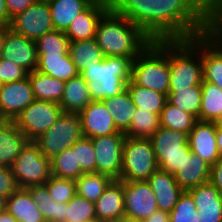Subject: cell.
<instances>
[{"mask_svg": "<svg viewBox=\"0 0 222 222\" xmlns=\"http://www.w3.org/2000/svg\"><path fill=\"white\" fill-rule=\"evenodd\" d=\"M68 52L79 74L87 68L97 65L104 58L95 38L70 42Z\"/></svg>", "mask_w": 222, "mask_h": 222, "instance_id": "obj_29", "label": "cell"}, {"mask_svg": "<svg viewBox=\"0 0 222 222\" xmlns=\"http://www.w3.org/2000/svg\"><path fill=\"white\" fill-rule=\"evenodd\" d=\"M132 62L131 58L109 56L84 70L80 75L87 82L92 100L101 101L124 91L131 80Z\"/></svg>", "mask_w": 222, "mask_h": 222, "instance_id": "obj_4", "label": "cell"}, {"mask_svg": "<svg viewBox=\"0 0 222 222\" xmlns=\"http://www.w3.org/2000/svg\"><path fill=\"white\" fill-rule=\"evenodd\" d=\"M158 168L150 138L126 136L119 180H147Z\"/></svg>", "mask_w": 222, "mask_h": 222, "instance_id": "obj_5", "label": "cell"}, {"mask_svg": "<svg viewBox=\"0 0 222 222\" xmlns=\"http://www.w3.org/2000/svg\"><path fill=\"white\" fill-rule=\"evenodd\" d=\"M69 43L65 32L55 29L35 40L38 55H68Z\"/></svg>", "mask_w": 222, "mask_h": 222, "instance_id": "obj_39", "label": "cell"}, {"mask_svg": "<svg viewBox=\"0 0 222 222\" xmlns=\"http://www.w3.org/2000/svg\"><path fill=\"white\" fill-rule=\"evenodd\" d=\"M6 209V198L0 195V212Z\"/></svg>", "mask_w": 222, "mask_h": 222, "instance_id": "obj_56", "label": "cell"}, {"mask_svg": "<svg viewBox=\"0 0 222 222\" xmlns=\"http://www.w3.org/2000/svg\"><path fill=\"white\" fill-rule=\"evenodd\" d=\"M216 143L220 156L222 157V128L216 130Z\"/></svg>", "mask_w": 222, "mask_h": 222, "instance_id": "obj_54", "label": "cell"}, {"mask_svg": "<svg viewBox=\"0 0 222 222\" xmlns=\"http://www.w3.org/2000/svg\"><path fill=\"white\" fill-rule=\"evenodd\" d=\"M79 116L84 137L92 139L120 132L102 100L92 101Z\"/></svg>", "mask_w": 222, "mask_h": 222, "instance_id": "obj_17", "label": "cell"}, {"mask_svg": "<svg viewBox=\"0 0 222 222\" xmlns=\"http://www.w3.org/2000/svg\"><path fill=\"white\" fill-rule=\"evenodd\" d=\"M5 0H0V25L9 26L11 23Z\"/></svg>", "mask_w": 222, "mask_h": 222, "instance_id": "obj_51", "label": "cell"}, {"mask_svg": "<svg viewBox=\"0 0 222 222\" xmlns=\"http://www.w3.org/2000/svg\"><path fill=\"white\" fill-rule=\"evenodd\" d=\"M121 222H143V220H139V219H136V218H131V217H128V216H122L121 217Z\"/></svg>", "mask_w": 222, "mask_h": 222, "instance_id": "obj_55", "label": "cell"}, {"mask_svg": "<svg viewBox=\"0 0 222 222\" xmlns=\"http://www.w3.org/2000/svg\"><path fill=\"white\" fill-rule=\"evenodd\" d=\"M87 82L79 74L65 83V90L59 104L63 112L79 114L91 102Z\"/></svg>", "mask_w": 222, "mask_h": 222, "instance_id": "obj_26", "label": "cell"}, {"mask_svg": "<svg viewBox=\"0 0 222 222\" xmlns=\"http://www.w3.org/2000/svg\"><path fill=\"white\" fill-rule=\"evenodd\" d=\"M6 210L17 222H45L38 205L25 188H18L6 199Z\"/></svg>", "mask_w": 222, "mask_h": 222, "instance_id": "obj_24", "label": "cell"}, {"mask_svg": "<svg viewBox=\"0 0 222 222\" xmlns=\"http://www.w3.org/2000/svg\"><path fill=\"white\" fill-rule=\"evenodd\" d=\"M71 147L76 150L77 164H80L82 171L84 173H96L95 151L92 140L83 136Z\"/></svg>", "mask_w": 222, "mask_h": 222, "instance_id": "obj_43", "label": "cell"}, {"mask_svg": "<svg viewBox=\"0 0 222 222\" xmlns=\"http://www.w3.org/2000/svg\"><path fill=\"white\" fill-rule=\"evenodd\" d=\"M125 216L144 220L158 209L155 194L147 180L124 181Z\"/></svg>", "mask_w": 222, "mask_h": 222, "instance_id": "obj_13", "label": "cell"}, {"mask_svg": "<svg viewBox=\"0 0 222 222\" xmlns=\"http://www.w3.org/2000/svg\"><path fill=\"white\" fill-rule=\"evenodd\" d=\"M38 0H5L9 17L12 19Z\"/></svg>", "mask_w": 222, "mask_h": 222, "instance_id": "obj_48", "label": "cell"}, {"mask_svg": "<svg viewBox=\"0 0 222 222\" xmlns=\"http://www.w3.org/2000/svg\"><path fill=\"white\" fill-rule=\"evenodd\" d=\"M51 175L59 178L76 180L84 172L77 164L76 150L72 147L61 151L50 159Z\"/></svg>", "mask_w": 222, "mask_h": 222, "instance_id": "obj_36", "label": "cell"}, {"mask_svg": "<svg viewBox=\"0 0 222 222\" xmlns=\"http://www.w3.org/2000/svg\"><path fill=\"white\" fill-rule=\"evenodd\" d=\"M18 189L12 169L0 166V195L6 199Z\"/></svg>", "mask_w": 222, "mask_h": 222, "instance_id": "obj_46", "label": "cell"}, {"mask_svg": "<svg viewBox=\"0 0 222 222\" xmlns=\"http://www.w3.org/2000/svg\"><path fill=\"white\" fill-rule=\"evenodd\" d=\"M0 222H17L6 209L0 212Z\"/></svg>", "mask_w": 222, "mask_h": 222, "instance_id": "obj_53", "label": "cell"}, {"mask_svg": "<svg viewBox=\"0 0 222 222\" xmlns=\"http://www.w3.org/2000/svg\"><path fill=\"white\" fill-rule=\"evenodd\" d=\"M35 100L61 103L66 81L56 79L38 70L28 75Z\"/></svg>", "mask_w": 222, "mask_h": 222, "instance_id": "obj_25", "label": "cell"}, {"mask_svg": "<svg viewBox=\"0 0 222 222\" xmlns=\"http://www.w3.org/2000/svg\"><path fill=\"white\" fill-rule=\"evenodd\" d=\"M211 165L191 151L174 178L183 191L210 182Z\"/></svg>", "mask_w": 222, "mask_h": 222, "instance_id": "obj_22", "label": "cell"}, {"mask_svg": "<svg viewBox=\"0 0 222 222\" xmlns=\"http://www.w3.org/2000/svg\"><path fill=\"white\" fill-rule=\"evenodd\" d=\"M83 137L80 116L77 113L62 112L56 122L34 142L48 159L70 148Z\"/></svg>", "mask_w": 222, "mask_h": 222, "instance_id": "obj_7", "label": "cell"}, {"mask_svg": "<svg viewBox=\"0 0 222 222\" xmlns=\"http://www.w3.org/2000/svg\"><path fill=\"white\" fill-rule=\"evenodd\" d=\"M126 89L128 90L136 108H140V110H146L160 116L167 101L166 95L136 85L132 80L126 84Z\"/></svg>", "mask_w": 222, "mask_h": 222, "instance_id": "obj_32", "label": "cell"}, {"mask_svg": "<svg viewBox=\"0 0 222 222\" xmlns=\"http://www.w3.org/2000/svg\"><path fill=\"white\" fill-rule=\"evenodd\" d=\"M131 80L136 85L168 96L170 67L167 56V25L133 60Z\"/></svg>", "mask_w": 222, "mask_h": 222, "instance_id": "obj_3", "label": "cell"}, {"mask_svg": "<svg viewBox=\"0 0 222 222\" xmlns=\"http://www.w3.org/2000/svg\"><path fill=\"white\" fill-rule=\"evenodd\" d=\"M218 37L222 40V33Z\"/></svg>", "mask_w": 222, "mask_h": 222, "instance_id": "obj_60", "label": "cell"}, {"mask_svg": "<svg viewBox=\"0 0 222 222\" xmlns=\"http://www.w3.org/2000/svg\"><path fill=\"white\" fill-rule=\"evenodd\" d=\"M160 127L158 114L137 108L129 129L124 133L130 137L150 138Z\"/></svg>", "mask_w": 222, "mask_h": 222, "instance_id": "obj_38", "label": "cell"}, {"mask_svg": "<svg viewBox=\"0 0 222 222\" xmlns=\"http://www.w3.org/2000/svg\"><path fill=\"white\" fill-rule=\"evenodd\" d=\"M147 182L155 194L158 209L170 213L184 192L176 182L174 175L158 168L147 179Z\"/></svg>", "mask_w": 222, "mask_h": 222, "instance_id": "obj_19", "label": "cell"}, {"mask_svg": "<svg viewBox=\"0 0 222 222\" xmlns=\"http://www.w3.org/2000/svg\"><path fill=\"white\" fill-rule=\"evenodd\" d=\"M113 117L116 128L125 133L131 124L136 107L127 89L113 97L102 100Z\"/></svg>", "mask_w": 222, "mask_h": 222, "instance_id": "obj_28", "label": "cell"}, {"mask_svg": "<svg viewBox=\"0 0 222 222\" xmlns=\"http://www.w3.org/2000/svg\"><path fill=\"white\" fill-rule=\"evenodd\" d=\"M215 122L198 120L188 133V143L193 154L201 157L213 166L221 157L216 143Z\"/></svg>", "mask_w": 222, "mask_h": 222, "instance_id": "obj_18", "label": "cell"}, {"mask_svg": "<svg viewBox=\"0 0 222 222\" xmlns=\"http://www.w3.org/2000/svg\"><path fill=\"white\" fill-rule=\"evenodd\" d=\"M35 100L29 77L0 85V120H15Z\"/></svg>", "mask_w": 222, "mask_h": 222, "instance_id": "obj_12", "label": "cell"}, {"mask_svg": "<svg viewBox=\"0 0 222 222\" xmlns=\"http://www.w3.org/2000/svg\"><path fill=\"white\" fill-rule=\"evenodd\" d=\"M62 112L57 103L34 100L14 122L29 141H35L53 126Z\"/></svg>", "mask_w": 222, "mask_h": 222, "instance_id": "obj_9", "label": "cell"}, {"mask_svg": "<svg viewBox=\"0 0 222 222\" xmlns=\"http://www.w3.org/2000/svg\"><path fill=\"white\" fill-rule=\"evenodd\" d=\"M215 123L218 128H222V114L220 115V117L217 119Z\"/></svg>", "mask_w": 222, "mask_h": 222, "instance_id": "obj_58", "label": "cell"}, {"mask_svg": "<svg viewBox=\"0 0 222 222\" xmlns=\"http://www.w3.org/2000/svg\"><path fill=\"white\" fill-rule=\"evenodd\" d=\"M196 207L222 206V195L211 182L189 189Z\"/></svg>", "mask_w": 222, "mask_h": 222, "instance_id": "obj_44", "label": "cell"}, {"mask_svg": "<svg viewBox=\"0 0 222 222\" xmlns=\"http://www.w3.org/2000/svg\"><path fill=\"white\" fill-rule=\"evenodd\" d=\"M197 211L193 197L184 191L170 212L169 222H197Z\"/></svg>", "mask_w": 222, "mask_h": 222, "instance_id": "obj_42", "label": "cell"}, {"mask_svg": "<svg viewBox=\"0 0 222 222\" xmlns=\"http://www.w3.org/2000/svg\"><path fill=\"white\" fill-rule=\"evenodd\" d=\"M100 222H121V218H116V219H103V220H100Z\"/></svg>", "mask_w": 222, "mask_h": 222, "instance_id": "obj_57", "label": "cell"}, {"mask_svg": "<svg viewBox=\"0 0 222 222\" xmlns=\"http://www.w3.org/2000/svg\"><path fill=\"white\" fill-rule=\"evenodd\" d=\"M167 101L181 111L194 115L199 120L200 105L202 101L201 85L178 89V92H169Z\"/></svg>", "mask_w": 222, "mask_h": 222, "instance_id": "obj_37", "label": "cell"}, {"mask_svg": "<svg viewBox=\"0 0 222 222\" xmlns=\"http://www.w3.org/2000/svg\"><path fill=\"white\" fill-rule=\"evenodd\" d=\"M183 7L213 36L222 33V0H183Z\"/></svg>", "mask_w": 222, "mask_h": 222, "instance_id": "obj_20", "label": "cell"}, {"mask_svg": "<svg viewBox=\"0 0 222 222\" xmlns=\"http://www.w3.org/2000/svg\"><path fill=\"white\" fill-rule=\"evenodd\" d=\"M9 29H10V26L0 25V57L2 54V48L4 45L5 38H6V33L8 32Z\"/></svg>", "mask_w": 222, "mask_h": 222, "instance_id": "obj_52", "label": "cell"}, {"mask_svg": "<svg viewBox=\"0 0 222 222\" xmlns=\"http://www.w3.org/2000/svg\"><path fill=\"white\" fill-rule=\"evenodd\" d=\"M199 120L216 122L222 114V88L203 80Z\"/></svg>", "mask_w": 222, "mask_h": 222, "instance_id": "obj_33", "label": "cell"}, {"mask_svg": "<svg viewBox=\"0 0 222 222\" xmlns=\"http://www.w3.org/2000/svg\"><path fill=\"white\" fill-rule=\"evenodd\" d=\"M56 202L68 203L76 195L75 180L59 178L51 175L44 184Z\"/></svg>", "mask_w": 222, "mask_h": 222, "instance_id": "obj_41", "label": "cell"}, {"mask_svg": "<svg viewBox=\"0 0 222 222\" xmlns=\"http://www.w3.org/2000/svg\"><path fill=\"white\" fill-rule=\"evenodd\" d=\"M27 75L28 73L22 67L0 57V85L23 80Z\"/></svg>", "mask_w": 222, "mask_h": 222, "instance_id": "obj_45", "label": "cell"}, {"mask_svg": "<svg viewBox=\"0 0 222 222\" xmlns=\"http://www.w3.org/2000/svg\"><path fill=\"white\" fill-rule=\"evenodd\" d=\"M113 179L101 173H83L76 180V194L96 202Z\"/></svg>", "mask_w": 222, "mask_h": 222, "instance_id": "obj_34", "label": "cell"}, {"mask_svg": "<svg viewBox=\"0 0 222 222\" xmlns=\"http://www.w3.org/2000/svg\"><path fill=\"white\" fill-rule=\"evenodd\" d=\"M94 0H49L52 25L55 30L66 31L72 20Z\"/></svg>", "mask_w": 222, "mask_h": 222, "instance_id": "obj_27", "label": "cell"}, {"mask_svg": "<svg viewBox=\"0 0 222 222\" xmlns=\"http://www.w3.org/2000/svg\"><path fill=\"white\" fill-rule=\"evenodd\" d=\"M11 169L18 188L43 185L51 177L50 159L34 141H29L22 149Z\"/></svg>", "mask_w": 222, "mask_h": 222, "instance_id": "obj_8", "label": "cell"}, {"mask_svg": "<svg viewBox=\"0 0 222 222\" xmlns=\"http://www.w3.org/2000/svg\"><path fill=\"white\" fill-rule=\"evenodd\" d=\"M25 189L38 205L45 222H64L65 203L56 202L50 197L44 184L33 185Z\"/></svg>", "mask_w": 222, "mask_h": 222, "instance_id": "obj_31", "label": "cell"}, {"mask_svg": "<svg viewBox=\"0 0 222 222\" xmlns=\"http://www.w3.org/2000/svg\"><path fill=\"white\" fill-rule=\"evenodd\" d=\"M94 204L98 220L124 216V181L113 180Z\"/></svg>", "mask_w": 222, "mask_h": 222, "instance_id": "obj_23", "label": "cell"}, {"mask_svg": "<svg viewBox=\"0 0 222 222\" xmlns=\"http://www.w3.org/2000/svg\"><path fill=\"white\" fill-rule=\"evenodd\" d=\"M160 126L174 131L189 133L195 126L198 119L185 111H181L176 106L166 101L160 114Z\"/></svg>", "mask_w": 222, "mask_h": 222, "instance_id": "obj_35", "label": "cell"}, {"mask_svg": "<svg viewBox=\"0 0 222 222\" xmlns=\"http://www.w3.org/2000/svg\"><path fill=\"white\" fill-rule=\"evenodd\" d=\"M183 7V0H117L100 18L95 39L104 57L134 60Z\"/></svg>", "mask_w": 222, "mask_h": 222, "instance_id": "obj_1", "label": "cell"}, {"mask_svg": "<svg viewBox=\"0 0 222 222\" xmlns=\"http://www.w3.org/2000/svg\"><path fill=\"white\" fill-rule=\"evenodd\" d=\"M96 219L95 204L77 194L65 203L64 222H86Z\"/></svg>", "mask_w": 222, "mask_h": 222, "instance_id": "obj_40", "label": "cell"}, {"mask_svg": "<svg viewBox=\"0 0 222 222\" xmlns=\"http://www.w3.org/2000/svg\"><path fill=\"white\" fill-rule=\"evenodd\" d=\"M9 26L14 32L34 41L54 30L48 2L37 1L32 4L13 17Z\"/></svg>", "mask_w": 222, "mask_h": 222, "instance_id": "obj_11", "label": "cell"}, {"mask_svg": "<svg viewBox=\"0 0 222 222\" xmlns=\"http://www.w3.org/2000/svg\"><path fill=\"white\" fill-rule=\"evenodd\" d=\"M197 222H222V206L196 207Z\"/></svg>", "mask_w": 222, "mask_h": 222, "instance_id": "obj_47", "label": "cell"}, {"mask_svg": "<svg viewBox=\"0 0 222 222\" xmlns=\"http://www.w3.org/2000/svg\"><path fill=\"white\" fill-rule=\"evenodd\" d=\"M203 80L222 88V40L201 24Z\"/></svg>", "mask_w": 222, "mask_h": 222, "instance_id": "obj_16", "label": "cell"}, {"mask_svg": "<svg viewBox=\"0 0 222 222\" xmlns=\"http://www.w3.org/2000/svg\"><path fill=\"white\" fill-rule=\"evenodd\" d=\"M117 0H94L85 10L81 11L65 31L70 42L95 38L98 22L102 15Z\"/></svg>", "mask_w": 222, "mask_h": 222, "instance_id": "obj_14", "label": "cell"}, {"mask_svg": "<svg viewBox=\"0 0 222 222\" xmlns=\"http://www.w3.org/2000/svg\"><path fill=\"white\" fill-rule=\"evenodd\" d=\"M170 213L157 209L152 214H149L143 222H169Z\"/></svg>", "mask_w": 222, "mask_h": 222, "instance_id": "obj_50", "label": "cell"}, {"mask_svg": "<svg viewBox=\"0 0 222 222\" xmlns=\"http://www.w3.org/2000/svg\"><path fill=\"white\" fill-rule=\"evenodd\" d=\"M38 71L68 81L79 75L70 55H38Z\"/></svg>", "mask_w": 222, "mask_h": 222, "instance_id": "obj_30", "label": "cell"}, {"mask_svg": "<svg viewBox=\"0 0 222 222\" xmlns=\"http://www.w3.org/2000/svg\"><path fill=\"white\" fill-rule=\"evenodd\" d=\"M126 135L118 132L92 138L95 151L96 173L119 180L122 171L123 146Z\"/></svg>", "mask_w": 222, "mask_h": 222, "instance_id": "obj_10", "label": "cell"}, {"mask_svg": "<svg viewBox=\"0 0 222 222\" xmlns=\"http://www.w3.org/2000/svg\"><path fill=\"white\" fill-rule=\"evenodd\" d=\"M210 182L222 195V157L211 166Z\"/></svg>", "mask_w": 222, "mask_h": 222, "instance_id": "obj_49", "label": "cell"}, {"mask_svg": "<svg viewBox=\"0 0 222 222\" xmlns=\"http://www.w3.org/2000/svg\"><path fill=\"white\" fill-rule=\"evenodd\" d=\"M28 142L14 120H0V166L11 168Z\"/></svg>", "mask_w": 222, "mask_h": 222, "instance_id": "obj_21", "label": "cell"}, {"mask_svg": "<svg viewBox=\"0 0 222 222\" xmlns=\"http://www.w3.org/2000/svg\"><path fill=\"white\" fill-rule=\"evenodd\" d=\"M159 169L175 174L191 152L188 134L168 128L159 129L150 137Z\"/></svg>", "mask_w": 222, "mask_h": 222, "instance_id": "obj_6", "label": "cell"}, {"mask_svg": "<svg viewBox=\"0 0 222 222\" xmlns=\"http://www.w3.org/2000/svg\"><path fill=\"white\" fill-rule=\"evenodd\" d=\"M86 222H100V220H98V219H92V220H89V221H86Z\"/></svg>", "mask_w": 222, "mask_h": 222, "instance_id": "obj_59", "label": "cell"}, {"mask_svg": "<svg viewBox=\"0 0 222 222\" xmlns=\"http://www.w3.org/2000/svg\"><path fill=\"white\" fill-rule=\"evenodd\" d=\"M167 56L170 67L169 92L201 85V24L184 7L167 23Z\"/></svg>", "mask_w": 222, "mask_h": 222, "instance_id": "obj_2", "label": "cell"}, {"mask_svg": "<svg viewBox=\"0 0 222 222\" xmlns=\"http://www.w3.org/2000/svg\"><path fill=\"white\" fill-rule=\"evenodd\" d=\"M1 58L12 61L29 74L36 70L38 65L35 41L9 29L6 33Z\"/></svg>", "mask_w": 222, "mask_h": 222, "instance_id": "obj_15", "label": "cell"}]
</instances>
